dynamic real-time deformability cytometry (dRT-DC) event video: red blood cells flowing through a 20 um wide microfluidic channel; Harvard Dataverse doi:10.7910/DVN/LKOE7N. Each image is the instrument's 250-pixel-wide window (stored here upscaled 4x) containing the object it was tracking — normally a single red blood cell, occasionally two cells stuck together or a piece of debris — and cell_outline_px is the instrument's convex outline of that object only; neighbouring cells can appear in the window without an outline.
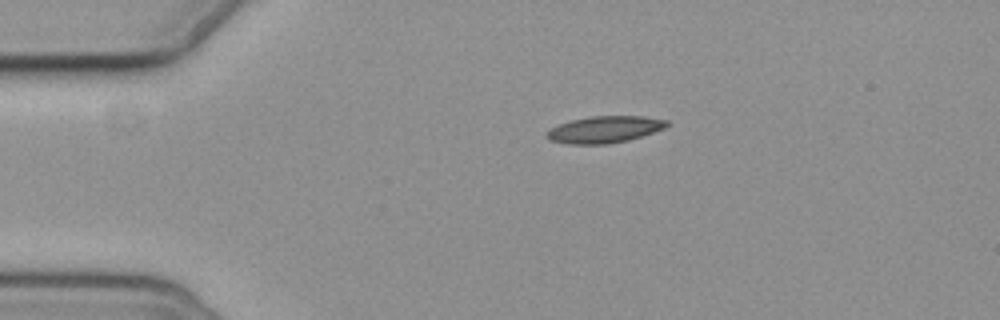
{"species": "common noctule bat (a hibernating species)", "species_latin": "Nyctalus noctula", "temperature_condition": "cold", "stored_images_in_passage": 7, "camera_frame_rate_fps": 3000, "um_per_image_px": 0.085, "animal": {"sex": "female", "body_mass_g": 19.3, "forearm_length_mm": 54.1}, "frame": {"image": 1, "passage_image": 7, "time_ms": 7.333, "image_size_px": [1000, 320], "cell_outline_px": [[672, 124], [664, 128], [628, 140], [604, 144], [568, 144], [552, 140], [544, 136], [552, 128], [560, 124], [572, 120], [592, 116], [644, 116], [668, 120]], "centroid_in_image_um": [51.43, 11.0], "position_along_channel_um": 33.6, "area_um2": 18.5}}